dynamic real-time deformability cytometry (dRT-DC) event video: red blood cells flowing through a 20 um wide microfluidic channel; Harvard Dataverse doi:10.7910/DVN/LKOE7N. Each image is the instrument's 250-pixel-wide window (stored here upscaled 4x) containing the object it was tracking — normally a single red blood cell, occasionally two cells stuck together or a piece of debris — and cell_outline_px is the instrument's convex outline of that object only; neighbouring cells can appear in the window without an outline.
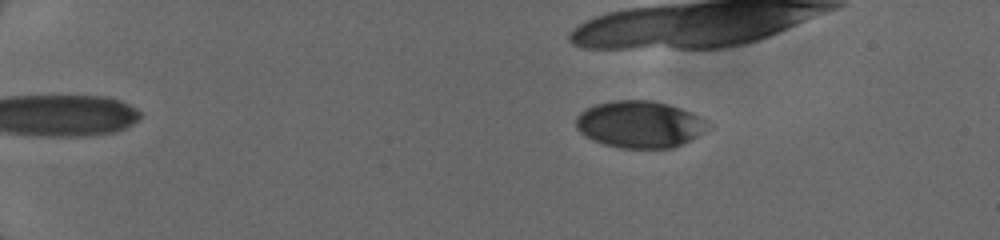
{"species": "human", "species_latin": "Homo sapiens", "temperature_condition": "cold", "stored_images_in_passage": 8, "camera_frame_rate_fps": 3000, "um_per_image_px": 0.085, "donor": {"sex": "female"}, "frame": {"image": 1, "passage_image": 4, "time_ms": 2.333, "image_size_px": [1000, 240], "cell_outline_px": [[712, 128], [684, 144], [672, 148], [620, 148], [604, 144], [592, 140], [584, 136], [576, 128], [576, 116], [580, 112], [596, 104], [612, 100], [652, 100], [668, 104], [680, 108], [712, 124]], "centroid_in_image_um": [54.38, 10.58], "position_along_channel_um": 30.6, "area_um2": 36.3}}